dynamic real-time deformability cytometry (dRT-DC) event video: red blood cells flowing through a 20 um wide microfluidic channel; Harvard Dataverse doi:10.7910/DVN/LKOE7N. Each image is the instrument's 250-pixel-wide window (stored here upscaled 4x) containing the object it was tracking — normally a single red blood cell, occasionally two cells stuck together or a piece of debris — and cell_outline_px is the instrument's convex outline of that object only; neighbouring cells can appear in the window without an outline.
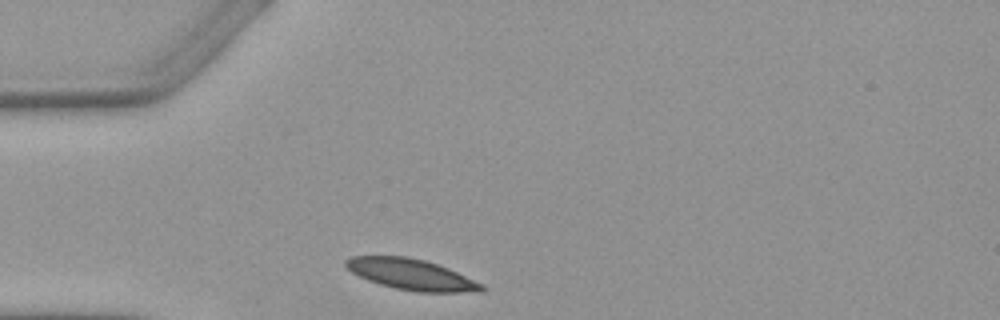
{"species": "Egyptian fruit bat (a non-hibernating species)", "species_latin": "Rousettus aegyptiacus", "temperature_condition": "warm", "stored_images_in_passage": 1, "camera_frame_rate_fps": 3000, "um_per_image_px": 0.085, "animal": {"sex": "female"}, "frame": {"image": 1, "passage_image": 1, "time_ms": 0.0, "image_size_px": [1000, 320], "cell_outline_px": [[488, 288], [484, 292], [420, 292], [396, 288], [380, 284], [368, 280], [352, 272], [344, 264], [344, 260], [352, 256], [404, 256], [424, 260], [448, 268], [484, 284]], "centroid_in_image_um": [35.01, 23.33], "position_along_channel_um": 50.0, "area_um2": 24.39}}